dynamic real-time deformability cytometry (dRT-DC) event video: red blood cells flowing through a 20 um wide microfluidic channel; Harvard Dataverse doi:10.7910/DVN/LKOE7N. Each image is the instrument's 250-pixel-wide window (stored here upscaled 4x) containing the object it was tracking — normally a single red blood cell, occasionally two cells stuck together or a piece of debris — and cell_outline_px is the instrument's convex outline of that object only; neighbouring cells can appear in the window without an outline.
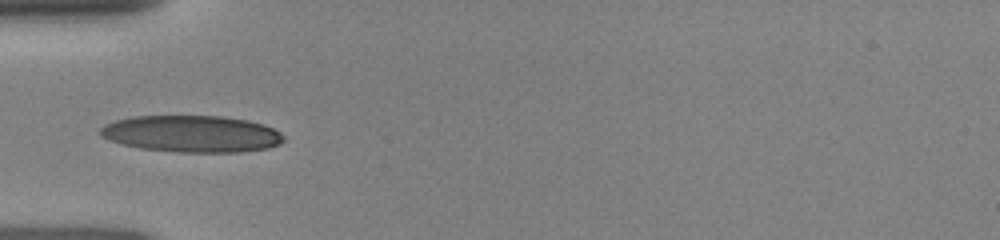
{"species": "human", "species_latin": "Homo sapiens", "temperature_condition": "room temperature", "stored_images_in_passage": 58, "camera_frame_rate_fps": 3000, "um_per_image_px": 0.085, "donor": {"sex": "female"}, "frame": {"image": 1, "passage_image": 1, "time_ms": 0.0, "image_size_px": [1000, 240], "cell_outline_px": [[284, 140], [280, 144], [268, 148], [240, 152], [176, 152], [140, 148], [108, 140], [100, 136], [100, 128], [104, 124], [116, 120], [132, 116], [224, 116], [248, 120], [264, 124], [280, 132], [284, 136]], "centroid_in_image_um": [16.3, 11.37], "position_along_channel_um": 68.7, "area_um2": 39.48}}
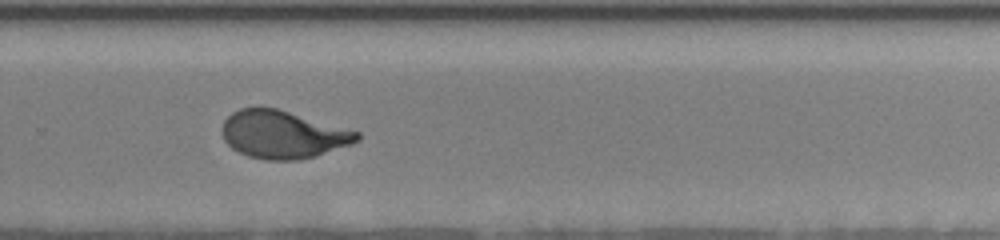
{"frame": {"image": 2, "passage_image": 38, "time_ms": 5.667, "image_size_px": [1000, 240], "cell_outline_px": [[360, 140], [352, 144], [316, 156], [296, 160], [264, 160], [248, 156], [232, 148], [224, 140], [220, 132], [220, 128], [224, 120], [232, 112], [240, 108], [276, 108], [360, 132]], "centroid_in_image_um": [24.02, 11.44], "position_along_channel_um": 305.8, "area_um2": 37.57}}
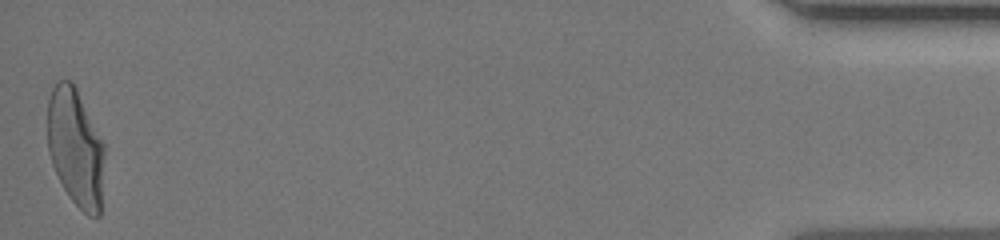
{"frame": {"image": 3, "passage_image": 58, "time_ms": 10.667, "image_size_px": [1000, 240], "cell_outline_px": [[104, 156], [100, 216], [88, 216], [72, 200], [64, 188], [52, 164], [48, 152], [48, 100], [52, 88], [56, 80], [72, 80], [104, 144]], "centroid_in_image_um": [6.42, 12.53], "position_along_channel_um": 428.8, "area_um2": 38.9}}